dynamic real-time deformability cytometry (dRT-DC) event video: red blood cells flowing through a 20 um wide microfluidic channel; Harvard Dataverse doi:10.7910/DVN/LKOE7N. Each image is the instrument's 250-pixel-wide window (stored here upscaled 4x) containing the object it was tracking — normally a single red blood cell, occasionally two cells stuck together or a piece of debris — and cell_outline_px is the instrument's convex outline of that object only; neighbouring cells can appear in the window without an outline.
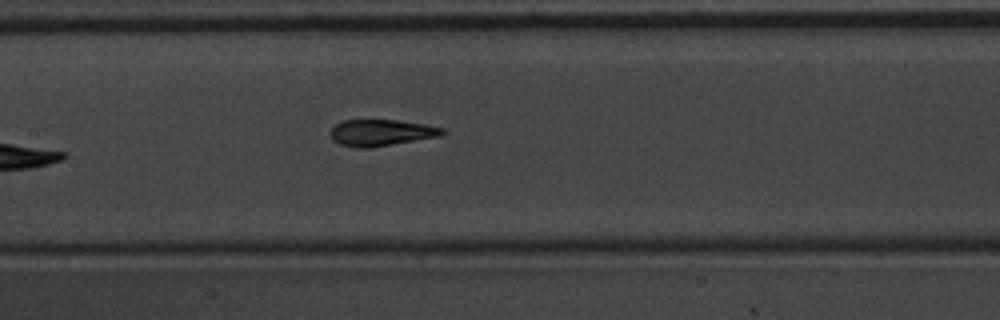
{"species": "common noctule bat (a hibernating species)", "species_latin": "Nyctalus noctula", "temperature_condition": "warm", "stored_images_in_passage": 8, "camera_frame_rate_fps": 3000, "um_per_image_px": 0.085, "animal": {"sex": "male", "body_mass_g": 20.1, "forearm_length_mm": 53.5}, "frame": {"image": 1, "passage_image": 8, "time_ms": 2.333, "image_size_px": [1000, 320], "cell_outline_px": [[448, 132], [440, 136], [372, 148], [356, 148], [340, 144], [332, 140], [328, 132], [336, 124], [344, 120], [396, 120], [424, 124], [444, 128]], "centroid_in_image_um": [32.39, 11.29], "position_along_channel_um": 175.0, "area_um2": 17.46}}